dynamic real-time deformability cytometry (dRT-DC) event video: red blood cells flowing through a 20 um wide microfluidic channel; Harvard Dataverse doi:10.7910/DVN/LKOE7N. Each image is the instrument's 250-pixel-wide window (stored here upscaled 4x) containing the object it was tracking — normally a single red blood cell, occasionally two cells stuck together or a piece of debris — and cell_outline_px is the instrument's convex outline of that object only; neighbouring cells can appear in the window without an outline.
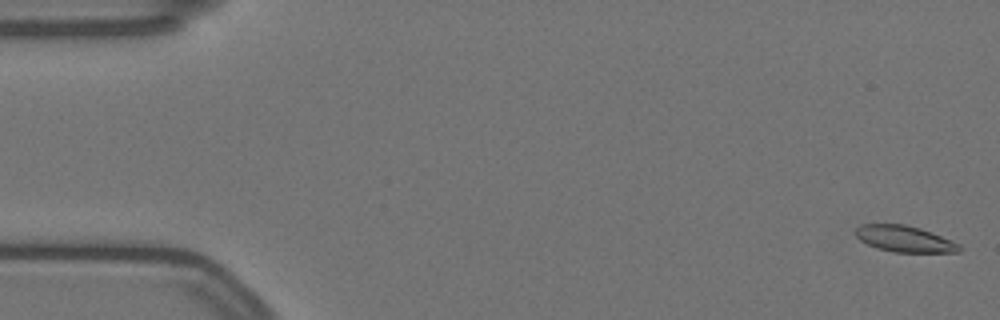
{"species": "Egyptian fruit bat (a non-hibernating species)", "species_latin": "Rousettus aegyptiacus", "temperature_condition": "warm", "stored_images_in_passage": 58, "camera_frame_rate_fps": 3000, "um_per_image_px": 0.085, "animal": {"sex": "female"}, "frame": {"image": 1, "passage_image": 2, "time_ms": 0.333, "image_size_px": [1000, 320], "cell_outline_px": [[964, 248], [960, 252], [892, 252], [876, 248], [860, 240], [856, 236], [856, 228], [860, 224], [904, 224], [920, 228], [932, 232], [952, 240], [960, 244]], "centroid_in_image_um": [76.92, 20.31], "position_along_channel_um": 8.1, "area_um2": 16.01}}
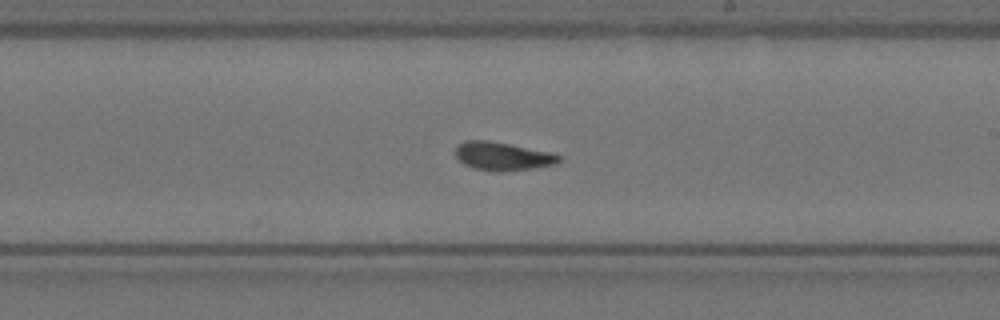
{"frame": {"image": 2, "passage_image": 34, "time_ms": 11.0, "image_size_px": [1000, 320], "cell_outline_px": [[560, 160], [556, 164], [528, 168], [496, 172], [476, 168], [464, 164], [456, 156], [456, 148], [464, 140], [488, 140], [552, 152], [560, 156]], "centroid_in_image_um": [42.72, 13.26], "position_along_channel_um": 246.3, "area_um2": 16.76}}
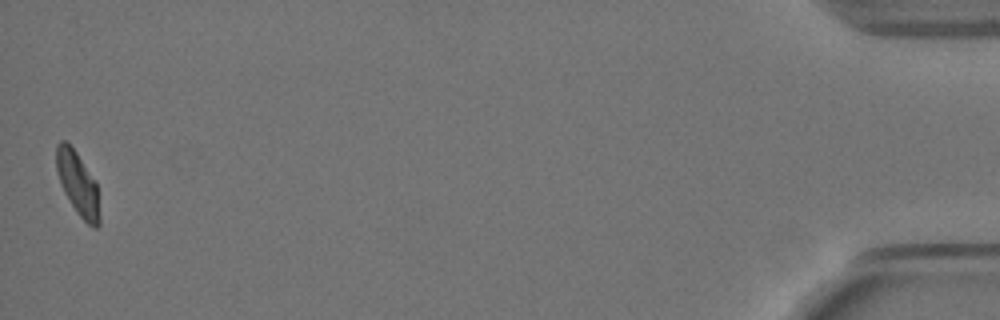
{"frame": {"image": 3, "passage_image": 58, "time_ms": 19.0, "image_size_px": [1000, 320], "cell_outline_px": [[100, 224], [96, 228], [92, 228], [76, 212], [64, 192], [60, 184], [56, 172], [56, 144], [60, 140], [64, 140], [76, 152], [96, 180], [100, 216]], "centroid_in_image_um": [6.61, 15.62], "position_along_channel_um": 428.6, "area_um2": 16.13}, "authors_computed_cell_mechanics": {"area_um2": 16.6175, "velocity_mm_per_s": 3.4963, "shape_relaxation_time_tau1_ms": null, "shape_relaxation_time_tau2_ms": 2.3196, "deformation_change_tau1": null, "deformation_change_tau2": 0.0704}}